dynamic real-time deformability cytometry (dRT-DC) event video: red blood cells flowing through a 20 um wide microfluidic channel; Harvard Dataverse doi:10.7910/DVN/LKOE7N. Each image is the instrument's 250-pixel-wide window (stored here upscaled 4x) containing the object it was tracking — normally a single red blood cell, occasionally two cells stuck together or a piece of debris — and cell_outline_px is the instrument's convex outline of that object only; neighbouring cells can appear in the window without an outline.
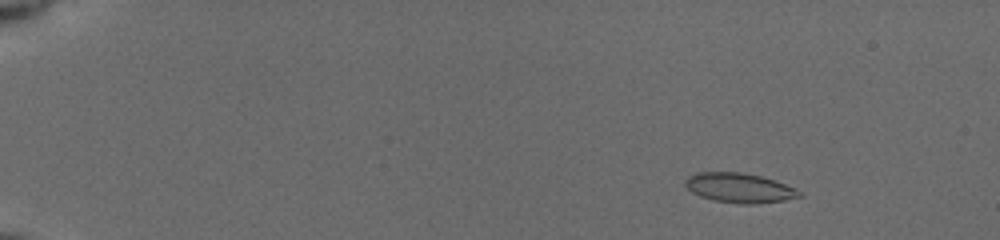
{"species": "common noctule bat (a hibernating species)", "species_latin": "Nyctalus noctula", "temperature_condition": "cold", "stored_images_in_passage": 56, "camera_frame_rate_fps": 3000, "um_per_image_px": 0.085, "animal": {"sex": "female", "body_mass_g": 19.5, "forearm_length_mm": 54.1}, "frame": {"image": 1, "passage_image": 9, "time_ms": 2.667, "image_size_px": [1000, 240], "cell_outline_px": [[804, 196], [784, 200], [748, 204], [744, 204], [712, 200], [700, 196], [692, 192], [684, 184], [684, 180], [688, 176], [696, 172], [740, 172], [760, 176], [796, 188]], "centroid_in_image_um": [62.81, 15.96], "position_along_channel_um": 22.2, "area_um2": 19.54}}
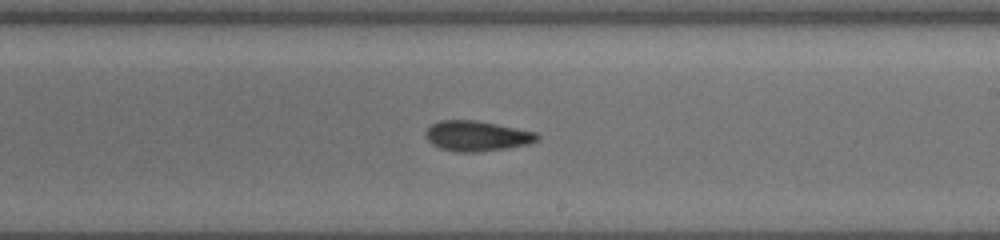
{"frame": {"image": 2, "passage_image": 36, "time_ms": 11.667, "image_size_px": [1000, 240], "cell_outline_px": [[540, 136], [536, 140], [528, 144], [508, 148], [476, 152], [456, 152], [440, 148], [432, 144], [428, 140], [428, 128], [432, 124], [440, 120], [476, 120], [536, 132]], "centroid_in_image_um": [40.55, 11.56], "position_along_channel_um": 248.5, "area_um2": 19.42}}
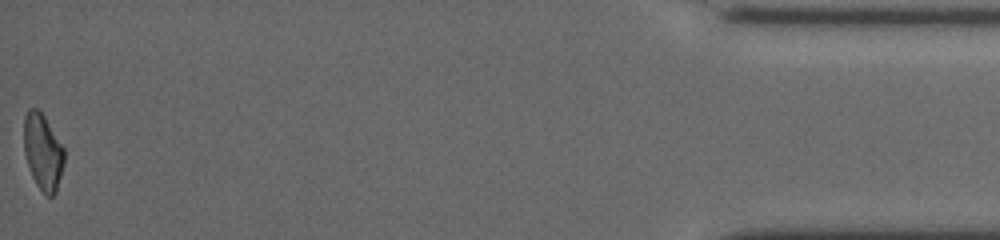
{"frame": {"image": 3, "passage_image": 56, "time_ms": 18.333, "image_size_px": [1000, 240], "cell_outline_px": [[64, 164], [56, 192], [52, 196], [44, 196], [36, 184], [32, 176], [24, 152], [24, 116], [28, 108], [36, 108], [44, 116], [64, 148]], "centroid_in_image_um": [3.64, 12.93], "position_along_channel_um": 431.6, "area_um2": 17.86}, "authors_computed_cell_mechanics": {"area_um2": 19.2474, "velocity_mm_per_s": 3.9257, "shape_relaxation_time_tau1_ms": 7.2645, "shape_relaxation_time_tau2_ms": 2.0504, "deformation_change_tau1": 0.1502, "deformation_change_tau2": 0.0718}}